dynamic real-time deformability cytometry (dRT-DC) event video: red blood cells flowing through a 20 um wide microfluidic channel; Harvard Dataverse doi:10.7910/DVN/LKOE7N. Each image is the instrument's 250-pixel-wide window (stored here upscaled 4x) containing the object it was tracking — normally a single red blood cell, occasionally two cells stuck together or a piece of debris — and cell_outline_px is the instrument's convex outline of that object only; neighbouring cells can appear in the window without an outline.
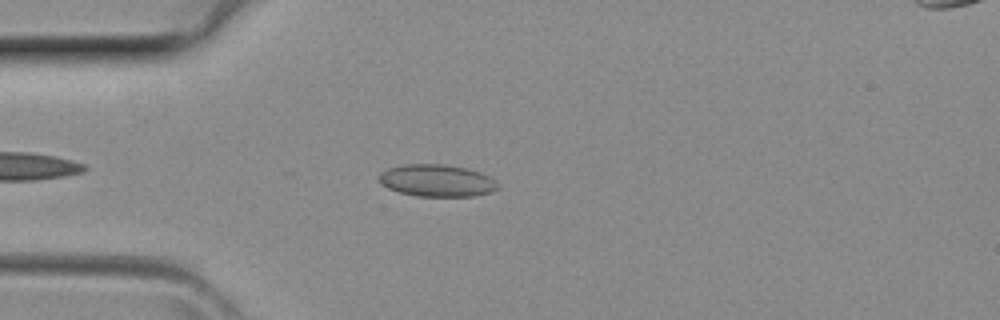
{"species": "common noctule bat (a hibernating species)", "species_latin": "Nyctalus noctula", "temperature_condition": "room temperature", "stored_images_in_passage": 28, "camera_frame_rate_fps": 3000, "um_per_image_px": 0.085, "animal": {"sex": "female", "body_mass_g": 29.2, "forearm_length_mm": 56.3}, "frame": {"image": 1, "passage_image": 4, "time_ms": 1.0, "image_size_px": [1000, 320], "cell_outline_px": [[500, 188], [492, 192], [476, 196], [416, 196], [400, 192], [388, 188], [380, 184], [380, 172], [388, 168], [404, 164], [444, 164], [464, 168], [480, 172], [496, 180]], "centroid_in_image_um": [37.15, 15.35], "position_along_channel_um": 47.8, "area_um2": 22.31}}
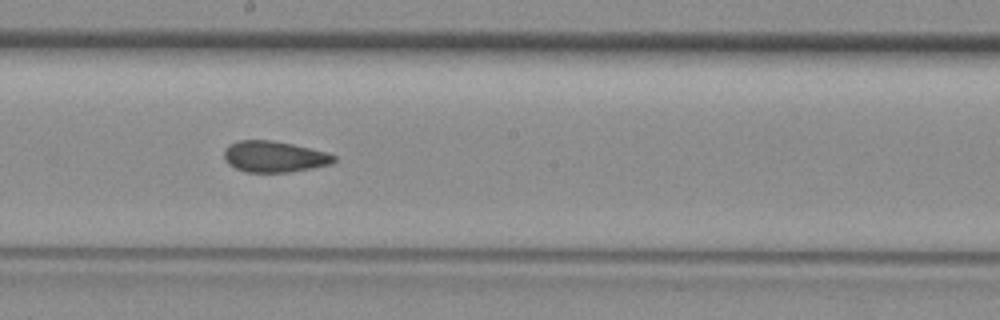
{"frame": {"image": 2, "passage_image": 15, "time_ms": 4.667, "image_size_px": [1000, 320], "cell_outline_px": [[336, 160], [332, 164], [312, 168], [288, 172], [244, 172], [228, 164], [224, 160], [224, 148], [240, 140], [272, 140], [292, 144], [328, 152], [336, 156]], "centroid_in_image_um": [23.32, 13.32], "position_along_channel_um": 224.9, "area_um2": 20.0}}
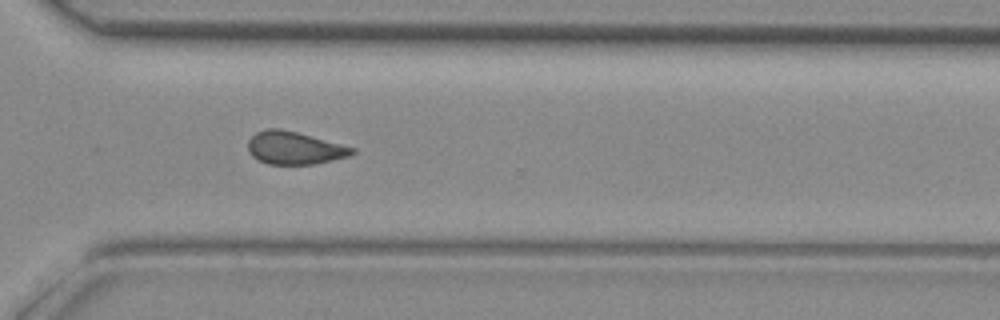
{"frame": {"image": 3, "passage_image": 22, "time_ms": 7.0, "image_size_px": [1000, 320], "cell_outline_px": [[356, 152], [348, 156], [316, 164], [268, 164], [252, 156], [248, 152], [248, 140], [256, 132], [268, 128], [280, 128], [296, 132], [356, 148]], "centroid_in_image_um": [25.02, 12.58], "position_along_channel_um": 345.6, "area_um2": 19.77}}